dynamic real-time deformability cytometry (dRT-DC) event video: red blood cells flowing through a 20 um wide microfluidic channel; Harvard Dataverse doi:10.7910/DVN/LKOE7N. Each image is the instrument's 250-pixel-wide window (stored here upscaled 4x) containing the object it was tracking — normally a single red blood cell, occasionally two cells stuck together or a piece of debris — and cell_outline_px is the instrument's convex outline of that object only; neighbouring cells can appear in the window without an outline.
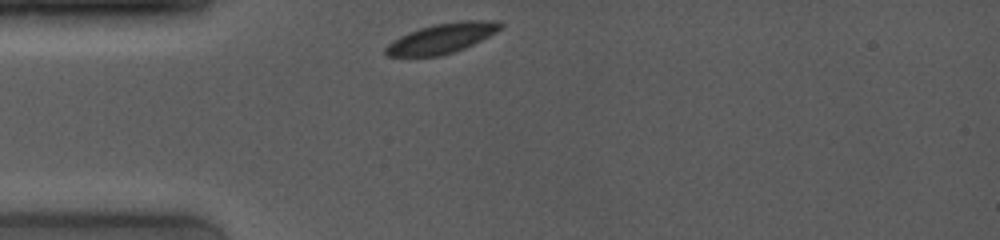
{"species": "common noctule bat (a hibernating species)", "species_latin": "Nyctalus noctula", "temperature_condition": "room temperature", "stored_images_in_passage": 19, "camera_frame_rate_fps": 4000, "um_per_image_px": 0.085, "animal": {"sex": "female", "body_mass_g": 19.0, "forearm_length_mm": 53.3}, "frame": {"image": 1, "passage_image": 1, "time_ms": 0.0, "image_size_px": [1000, 240], "cell_outline_px": [[504, 28], [464, 48], [440, 56], [384, 56], [384, 48], [392, 40], [408, 32], [420, 28], [436, 24], [464, 20], [500, 20], [504, 24]], "centroid_in_image_um": [37.57, 3.24], "position_along_channel_um": 47.4, "area_um2": 20.06}}
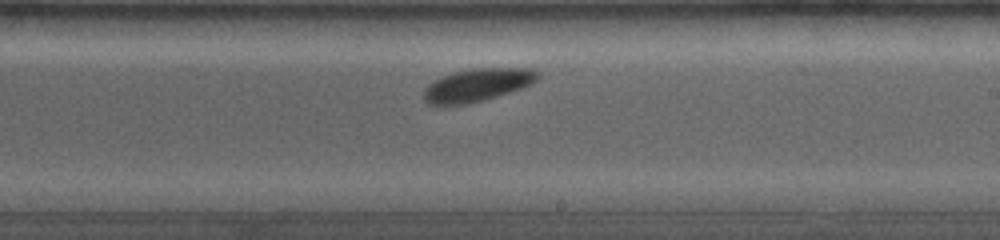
{"frame": {"image": 2, "passage_image": 15, "time_ms": 5.5, "image_size_px": [1000, 240], "cell_outline_px": [[540, 76], [532, 84], [524, 88], [484, 100], [468, 104], [428, 104], [424, 100], [424, 88], [428, 84], [452, 72], [472, 68], [532, 68]], "centroid_in_image_um": [40.6, 7.22], "position_along_channel_um": 248.4, "area_um2": 21.79}}
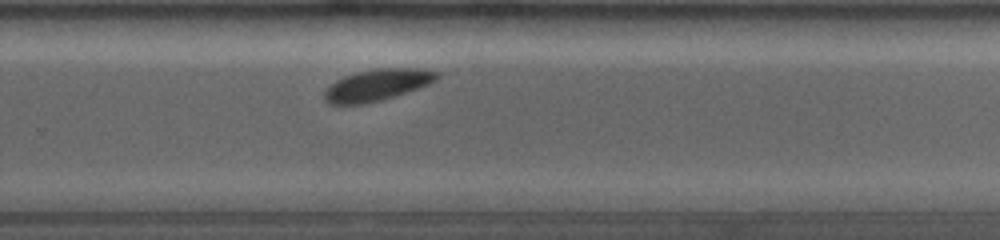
{"frame": {"image": 3, "passage_image": 19, "time_ms": 6.75, "image_size_px": [1000, 240], "cell_outline_px": [[440, 76], [436, 80], [420, 88], [368, 104], [328, 104], [324, 100], [324, 92], [336, 80], [344, 76], [356, 72], [380, 68], [420, 68], [440, 72]], "centroid_in_image_um": [32.09, 7.22], "position_along_channel_um": 297.7, "area_um2": 20.75}}